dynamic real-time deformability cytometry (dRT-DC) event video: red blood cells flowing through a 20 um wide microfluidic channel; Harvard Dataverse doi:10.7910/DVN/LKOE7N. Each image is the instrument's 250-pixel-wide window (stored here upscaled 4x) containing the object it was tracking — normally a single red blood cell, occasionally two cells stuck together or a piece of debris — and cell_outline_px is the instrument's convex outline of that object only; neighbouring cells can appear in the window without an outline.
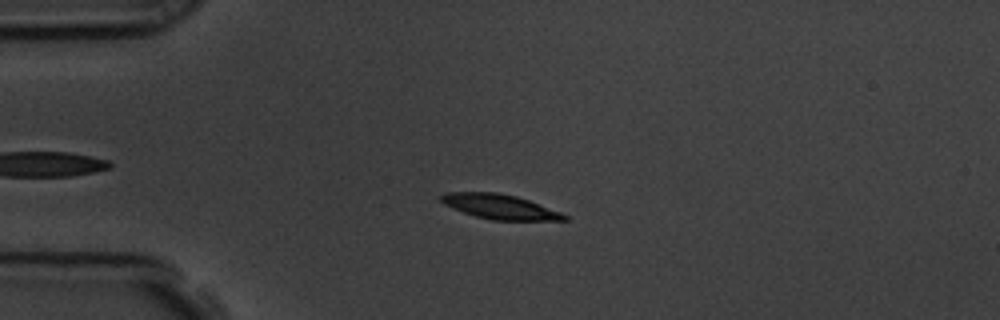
{"species": "common noctule bat (a hibernating species)", "species_latin": "Nyctalus noctula", "temperature_condition": "room temperature", "stored_images_in_passage": 58, "camera_frame_rate_fps": 3000, "um_per_image_px": 0.085, "animal": {"sex": "male", "body_mass_g": 19.5, "forearm_length_mm": 54.6}, "frame": {"image": 1, "passage_image": 14, "time_ms": 4.333, "image_size_px": [1000, 320], "cell_outline_px": [[568, 220], [492, 220], [476, 216], [452, 208], [444, 204], [436, 196], [444, 192], [496, 192], [516, 196], [528, 200], [560, 212], [568, 216]], "centroid_in_image_um": [42.42, 17.56], "position_along_channel_um": 42.6, "area_um2": 17.69}}
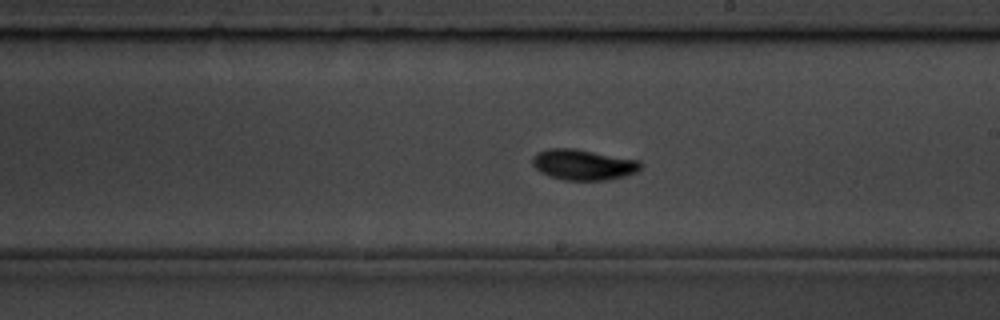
{"frame": {"image": 2, "passage_image": 33, "time_ms": 10.667, "image_size_px": [1000, 320], "cell_outline_px": [[640, 168], [636, 172], [624, 176], [608, 180], [564, 180], [540, 172], [532, 164], [532, 156], [536, 152], [548, 148], [572, 148], [640, 160]], "centroid_in_image_um": [49.55, 13.99], "position_along_channel_um": 239.5, "area_um2": 19.25}}
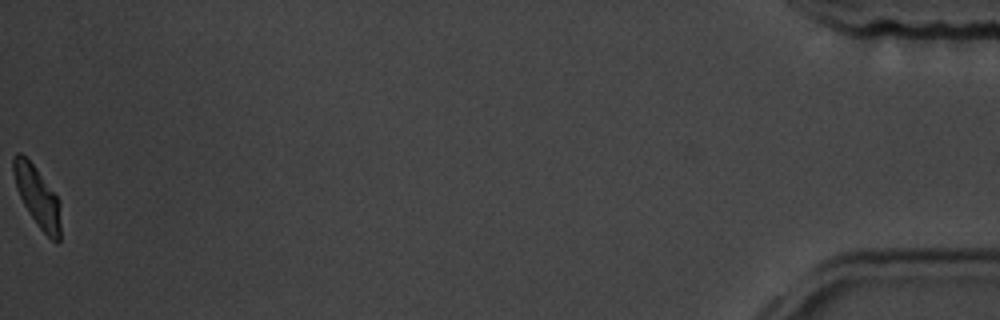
{"frame": {"image": 3, "passage_image": 58, "time_ms": 19.0, "image_size_px": [1000, 320], "cell_outline_px": [[60, 240], [52, 240], [40, 228], [24, 204], [16, 188], [12, 172], [12, 156], [16, 152], [20, 152], [36, 168], [60, 200]], "centroid_in_image_um": [3.16, 16.66], "position_along_channel_um": 432.0, "area_um2": 16.42}, "authors_computed_cell_mechanics": {"area_um2": 18.1203, "velocity_mm_per_s": 3.52, "shape_relaxation_time_tau1_ms": 2.6917, "shape_relaxation_time_tau2_ms": 3.1042, "deformation_change_tau1": 0.1515, "deformation_change_tau2": 0.068}}